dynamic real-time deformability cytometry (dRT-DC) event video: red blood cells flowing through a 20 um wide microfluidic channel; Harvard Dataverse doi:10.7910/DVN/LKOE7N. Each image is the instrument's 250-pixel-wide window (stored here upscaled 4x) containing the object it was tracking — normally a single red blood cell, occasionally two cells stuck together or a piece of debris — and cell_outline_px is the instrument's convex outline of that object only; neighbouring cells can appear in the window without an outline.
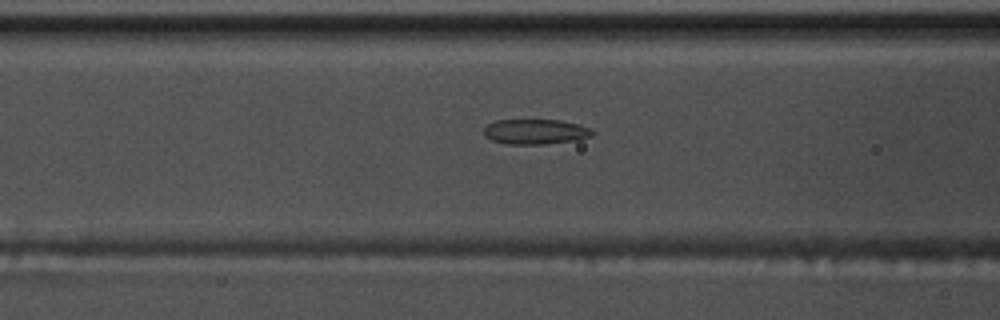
{"species": "common noctule bat (a hibernating species)", "species_latin": "Nyctalus noctula", "temperature_condition": "warm", "stored_images_in_passage": 42, "segment_of_instrument_passage": [1, 2], "camera_frame_rate_fps": 3000, "um_per_image_px": 0.085, "animal": {"sex": "male", "body_mass_g": 17.5, "forearm_length_mm": 52.3}, "frame": {"image": 1, "passage_image": 9, "time_ms": 2.667, "image_size_px": [1000, 320], "cell_outline_px": [[596, 132], [592, 136], [576, 140], [544, 144], [504, 144], [492, 140], [484, 136], [484, 128], [488, 124], [496, 120], [560, 120], [580, 124], [592, 128]], "centroid_in_image_um": [45.54, 11.19], "position_along_channel_um": 121.1, "area_um2": 16.07}}
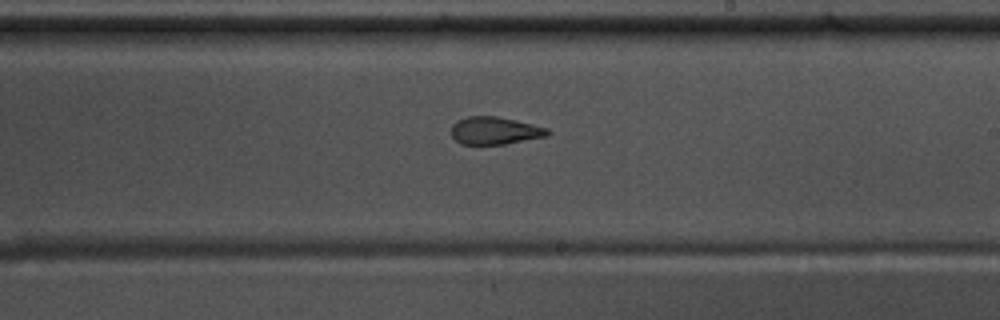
{"frame": {"image": 2, "passage_image": 19, "time_ms": 6.0, "image_size_px": [1000, 320], "cell_outline_px": [[552, 132], [548, 136], [504, 144], [460, 144], [452, 136], [452, 124], [468, 116], [496, 116], [516, 120], [548, 128]], "centroid_in_image_um": [42.1, 11.1], "position_along_channel_um": 246.9, "area_um2": 15.43}}
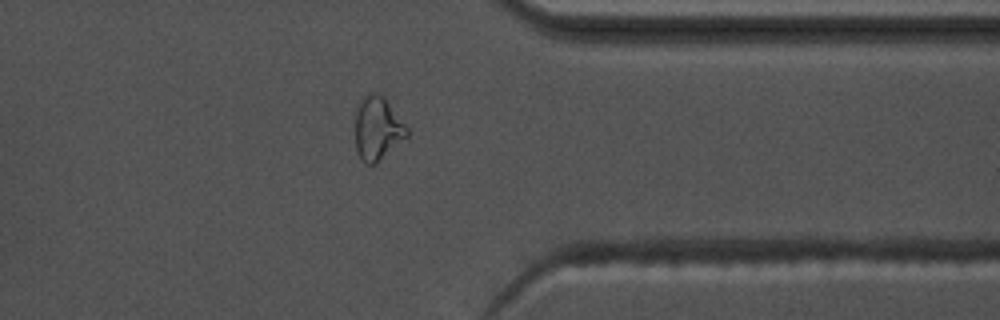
{"frame": {"image": 3, "passage_image": 30, "time_ms": 9.667, "image_size_px": [1000, 320], "cell_outline_px": [[408, 136], [376, 164], [368, 164], [356, 152], [356, 108], [360, 100], [368, 92], [376, 92], [384, 96], [408, 128]], "centroid_in_image_um": [32.09, 10.89], "position_along_channel_um": 379.3, "area_um2": 19.13}}